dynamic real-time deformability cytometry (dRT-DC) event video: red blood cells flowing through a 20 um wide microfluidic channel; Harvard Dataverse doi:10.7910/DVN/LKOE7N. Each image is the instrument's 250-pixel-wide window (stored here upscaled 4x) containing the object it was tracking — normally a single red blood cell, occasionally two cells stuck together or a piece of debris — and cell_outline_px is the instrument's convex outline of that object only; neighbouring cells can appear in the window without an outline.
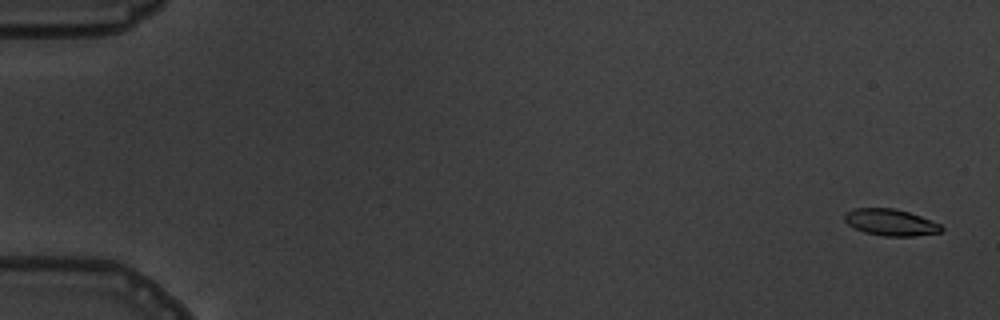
{"species": "common noctule bat (a hibernating species)", "species_latin": "Nyctalus noctula", "temperature_condition": "warm", "stored_images_in_passage": 4, "camera_frame_rate_fps": 3000, "um_per_image_px": 0.085, "animal": {"sex": "male", "body_mass_g": 19.5, "forearm_length_mm": 54.6}, "frame": {"image": 1, "passage_image": 1, "time_ms": 0.0, "image_size_px": [1000, 320], "cell_outline_px": [[944, 228], [940, 232], [912, 236], [884, 236], [864, 232], [848, 224], [844, 220], [844, 212], [856, 208], [892, 208], [908, 212], [920, 216], [940, 224]], "centroid_in_image_um": [75.68, 18.9], "position_along_channel_um": 9.3, "area_um2": 14.85}}